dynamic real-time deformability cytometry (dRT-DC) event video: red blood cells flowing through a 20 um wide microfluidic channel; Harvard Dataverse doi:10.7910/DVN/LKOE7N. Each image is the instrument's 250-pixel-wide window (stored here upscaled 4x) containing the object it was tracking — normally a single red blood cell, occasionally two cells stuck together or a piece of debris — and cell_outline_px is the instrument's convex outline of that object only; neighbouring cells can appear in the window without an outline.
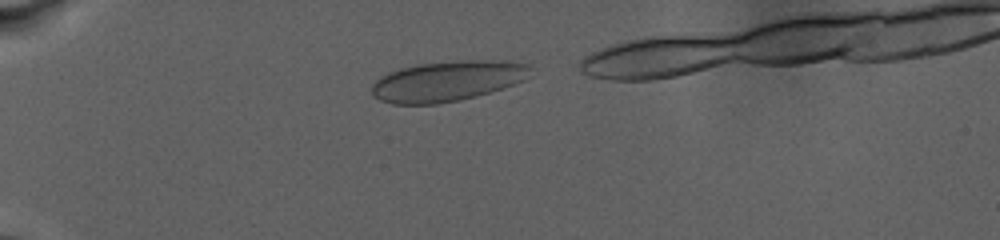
{"species": "human", "species_latin": "Homo sapiens", "temperature_condition": "warm", "stored_images_in_passage": 20, "camera_frame_rate_fps": 3000, "um_per_image_px": 0.085, "donor": {"sex": "male"}, "frame": {"image": 1, "passage_image": 3, "time_ms": 1.333, "image_size_px": [1000, 240], "cell_outline_px": [[532, 68], [528, 76], [524, 80], [476, 96], [460, 100], [436, 104], [392, 104], [380, 100], [372, 96], [372, 84], [380, 76], [388, 72], [400, 68], [420, 64], [460, 60], [500, 60], [528, 64]], "centroid_in_image_um": [37.99, 6.89], "position_along_channel_um": 47.0, "area_um2": 37.22}}
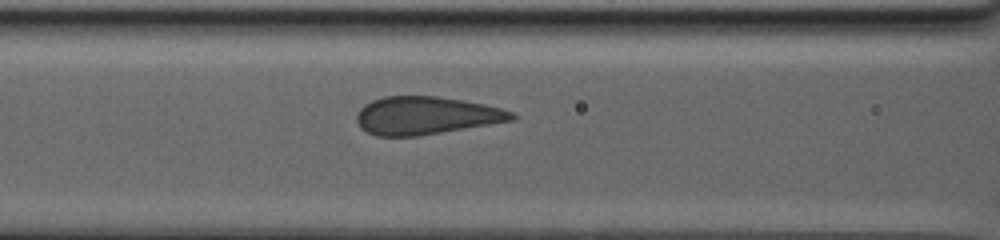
{"frame": {"image": 2, "passage_image": 14, "time_ms": 6.667, "image_size_px": [1000, 240], "cell_outline_px": [[516, 120], [416, 136], [376, 136], [360, 128], [356, 120], [356, 112], [364, 104], [372, 100], [384, 96], [436, 96], [484, 104], [516, 112]], "centroid_in_image_um": [36.19, 9.82], "position_along_channel_um": 130.4, "area_um2": 34.28}}
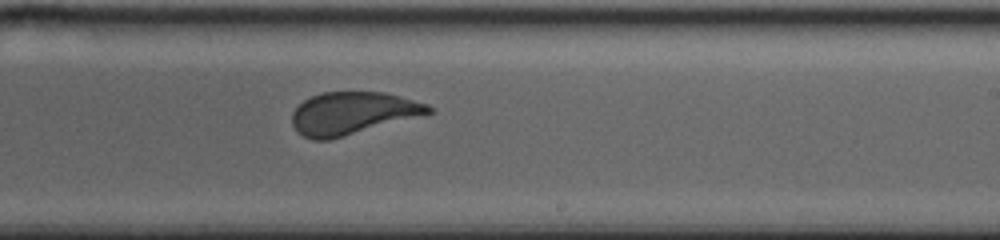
{"frame": {"image": 3, "passage_image": 20, "time_ms": 12.0, "image_size_px": [1000, 240], "cell_outline_px": [[436, 112], [344, 136], [328, 140], [312, 140], [296, 132], [292, 124], [292, 112], [304, 100], [312, 96], [324, 92], [384, 92], [400, 96], [428, 104]], "centroid_in_image_um": [29.97, 9.63], "position_along_channel_um": 259.0, "area_um2": 33.76}}